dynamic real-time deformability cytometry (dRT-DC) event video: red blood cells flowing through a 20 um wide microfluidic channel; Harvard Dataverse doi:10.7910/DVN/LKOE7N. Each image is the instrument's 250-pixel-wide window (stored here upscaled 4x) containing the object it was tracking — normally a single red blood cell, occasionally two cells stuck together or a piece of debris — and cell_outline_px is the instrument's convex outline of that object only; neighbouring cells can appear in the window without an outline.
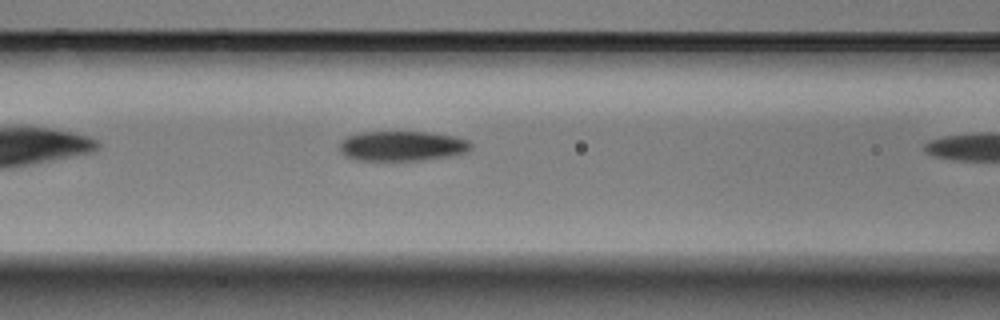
{"species": "Egyptian fruit bat (a non-hibernating species)", "species_latin": "Rousettus aegyptiacus", "temperature_condition": "warm", "stored_images_in_passage": 7, "camera_frame_rate_fps": 3000, "um_per_image_px": 0.085, "animal": {"sex": "male"}, "frame": {"image": 1, "passage_image": 6, "time_ms": 1.667, "image_size_px": [1000, 320], "cell_outline_px": [[472, 148], [464, 152], [448, 156], [420, 160], [356, 160], [344, 156], [340, 148], [340, 140], [348, 136], [360, 132], [428, 132], [456, 136], [468, 140], [472, 144]], "centroid_in_image_um": [34.16, 12.4], "position_along_channel_um": 132.4, "area_um2": 22.89}}